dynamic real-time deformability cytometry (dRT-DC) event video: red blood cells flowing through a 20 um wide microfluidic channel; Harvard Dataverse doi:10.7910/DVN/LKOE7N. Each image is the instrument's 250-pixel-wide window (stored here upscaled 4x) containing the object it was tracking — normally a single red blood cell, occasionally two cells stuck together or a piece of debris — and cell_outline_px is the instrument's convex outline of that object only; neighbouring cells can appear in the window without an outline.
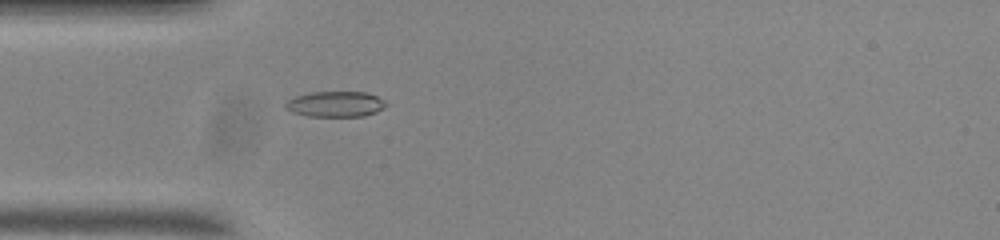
{"species": "common noctule bat (a hibernating species)", "species_latin": "Nyctalus noctula", "temperature_condition": "room temperature", "stored_images_in_passage": 43, "camera_frame_rate_fps": 3000, "um_per_image_px": 0.085, "animal": {"sex": "male", "body_mass_g": 20.0, "forearm_length_mm": 53.3}, "frame": {"image": 1, "passage_image": 4, "time_ms": 1.0, "image_size_px": [1000, 240], "cell_outline_px": [[388, 104], [384, 108], [376, 112], [364, 116], [308, 116], [292, 112], [284, 108], [284, 104], [288, 100], [296, 96], [312, 92], [364, 92], [376, 96], [384, 100]], "centroid_in_image_um": [28.51, 8.85], "position_along_channel_um": 56.5, "area_um2": 14.97}}
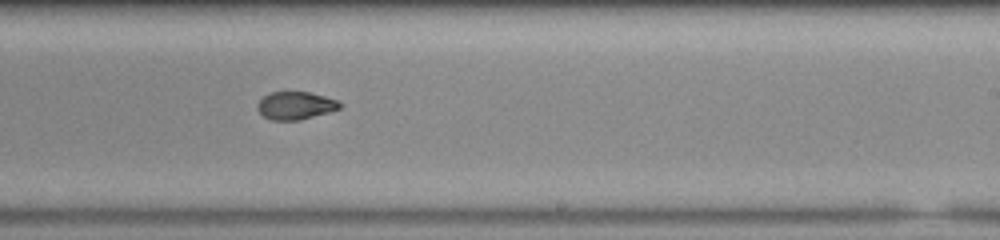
{"frame": {"image": 2, "passage_image": 21, "time_ms": 6.667, "image_size_px": [1000, 240], "cell_outline_px": [[344, 104], [340, 108], [328, 112], [300, 120], [272, 120], [264, 116], [256, 108], [256, 104], [264, 96], [272, 92], [308, 92], [324, 96], [336, 100]], "centroid_in_image_um": [25.11, 8.97], "position_along_channel_um": 263.9, "area_um2": 13.24}}
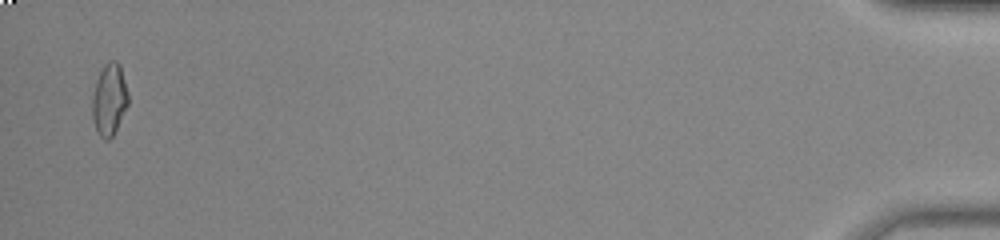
{"frame": {"image": 3, "passage_image": 42, "time_ms": 13.667, "image_size_px": [1000, 240], "cell_outline_px": [[128, 104], [112, 136], [108, 140], [104, 140], [96, 132], [92, 120], [92, 96], [96, 80], [104, 64], [108, 60], [116, 60], [120, 64], [128, 96]], "centroid_in_image_um": [9.26, 8.45], "position_along_channel_um": 425.9, "area_um2": 15.03}, "authors_computed_cell_mechanics": {"area_um2": 14.2766, "velocity_mm_per_s": 3.7, "shape_relaxation_time_tau1_ms": null, "shape_relaxation_time_tau2_ms": 2.5925, "deformation_change_tau1": null, "deformation_change_tau2": 0.0708}}